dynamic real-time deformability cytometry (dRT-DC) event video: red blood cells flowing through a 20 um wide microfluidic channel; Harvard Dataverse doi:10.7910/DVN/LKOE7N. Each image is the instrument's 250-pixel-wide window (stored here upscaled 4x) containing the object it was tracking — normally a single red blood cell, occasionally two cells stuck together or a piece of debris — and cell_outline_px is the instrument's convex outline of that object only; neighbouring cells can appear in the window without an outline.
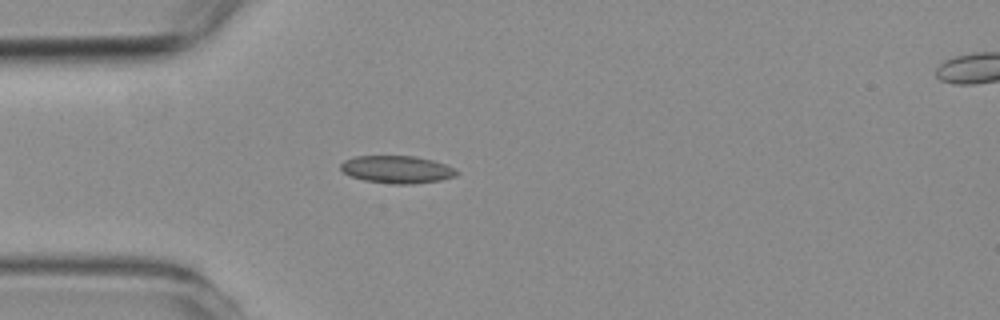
{"species": "common noctule bat (a hibernating species)", "species_latin": "Nyctalus noctula", "temperature_condition": "room temperature", "stored_images_in_passage": 24, "camera_frame_rate_fps": 3000, "um_per_image_px": 0.085, "animal": {"sex": "female", "body_mass_g": 19.3, "forearm_length_mm": 54.1}, "frame": {"image": 1, "passage_image": 4, "time_ms": 1.0, "image_size_px": [1000, 320], "cell_outline_px": [[460, 172], [456, 176], [440, 180], [412, 184], [392, 184], [364, 180], [352, 176], [344, 172], [340, 168], [340, 164], [344, 160], [356, 156], [416, 156], [432, 160], [456, 168]], "centroid_in_image_um": [33.77, 14.4], "position_along_channel_um": 51.2, "area_um2": 18.61}}
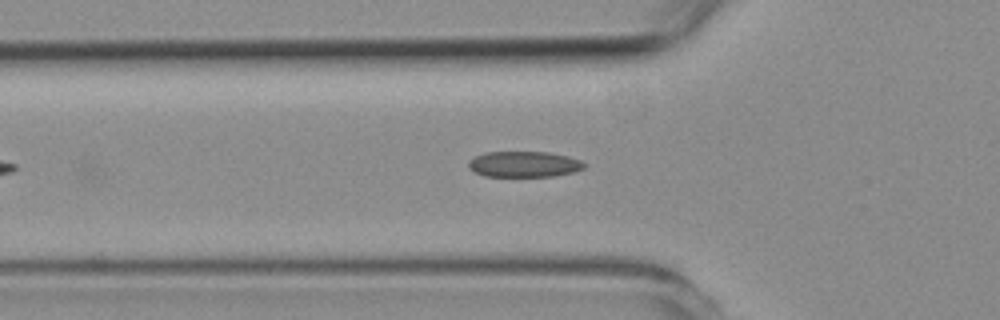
{"frame": {"image": 2, "passage_image": 7, "time_ms": 2.0, "image_size_px": [1000, 320], "cell_outline_px": [[584, 168], [572, 172], [552, 176], [484, 176], [468, 168], [468, 160], [476, 156], [488, 152], [548, 152], [568, 156], [580, 160], [584, 164]], "centroid_in_image_um": [44.52, 13.95], "position_along_channel_um": 81.3, "area_um2": 17.22}}